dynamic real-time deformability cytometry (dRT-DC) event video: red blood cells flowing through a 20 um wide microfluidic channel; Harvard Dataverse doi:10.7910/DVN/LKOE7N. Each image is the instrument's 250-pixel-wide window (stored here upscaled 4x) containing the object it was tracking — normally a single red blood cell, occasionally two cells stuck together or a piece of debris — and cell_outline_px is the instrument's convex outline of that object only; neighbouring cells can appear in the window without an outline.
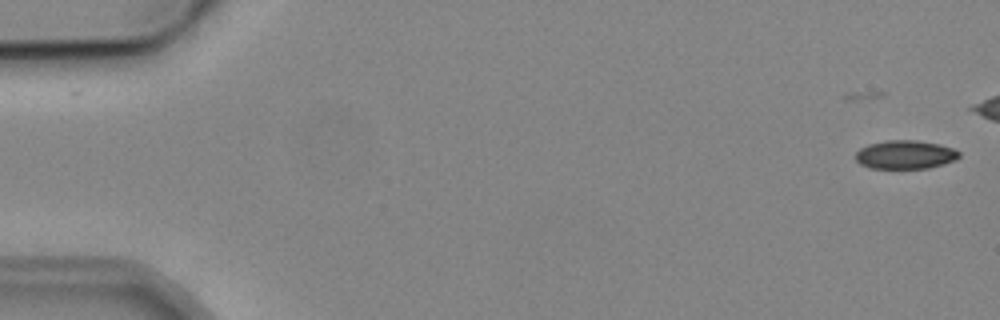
{"species": "common noctule bat (a hibernating species)", "species_latin": "Nyctalus noctula", "temperature_condition": "cold", "stored_images_in_passage": 8, "camera_frame_rate_fps": 3000, "um_per_image_px": 0.085, "animal": {"sex": "male", "body_mass_g": 19.2, "forearm_length_mm": 51.8}, "frame": {"image": 1, "passage_image": 1, "time_ms": 0.0, "image_size_px": [1000, 320], "cell_outline_px": [[960, 156], [956, 160], [944, 164], [928, 168], [868, 168], [860, 164], [856, 160], [856, 152], [860, 148], [868, 144], [888, 140], [916, 140], [940, 144], [952, 148], [960, 152]], "centroid_in_image_um": [76.95, 13.14], "position_along_channel_um": 8.0, "area_um2": 17.34}}